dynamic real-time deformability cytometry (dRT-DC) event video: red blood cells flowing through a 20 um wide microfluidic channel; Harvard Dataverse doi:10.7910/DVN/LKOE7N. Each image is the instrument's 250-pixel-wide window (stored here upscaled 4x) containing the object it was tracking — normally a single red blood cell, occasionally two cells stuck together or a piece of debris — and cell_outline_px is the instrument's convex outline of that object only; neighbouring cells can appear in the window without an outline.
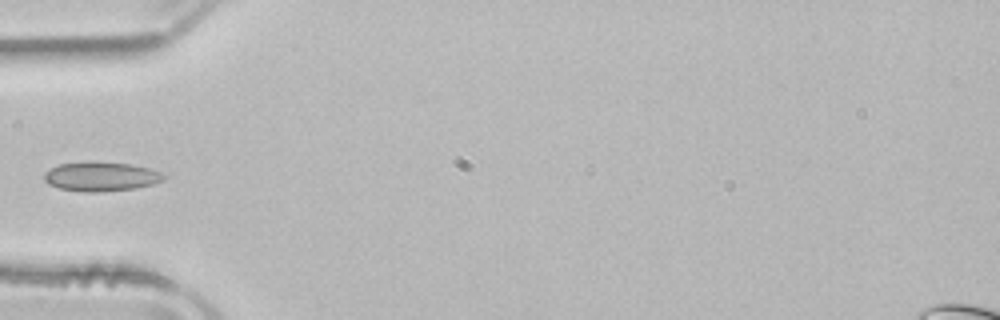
{"species": "common noctule bat (a hibernating species)", "species_latin": "Nyctalus noctula", "temperature_condition": "room temperature", "stored_images_in_passage": 36, "camera_frame_rate_fps": 3000, "um_per_image_px": 0.085, "animal": {"sex": "male", "body_mass_g": 21.5, "forearm_length_mm": 52.0}, "frame": {"image": 1, "passage_image": 1, "time_ms": 0.0, "image_size_px": [1000, 320], "cell_outline_px": [[168, 176], [164, 180], [152, 184], [136, 188], [104, 192], [84, 192], [60, 188], [48, 184], [44, 180], [44, 172], [60, 164], [132, 164], [148, 168], [160, 172]], "centroid_in_image_um": [8.63, 15.05], "position_along_channel_um": 76.4, "area_um2": 19.71}}
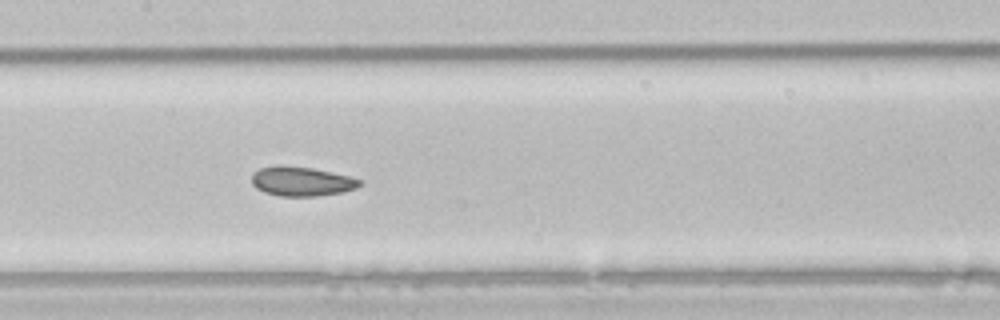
{"frame": {"image": 2, "passage_image": 9, "time_ms": 2.667, "image_size_px": [1000, 320], "cell_outline_px": [[364, 184], [356, 188], [344, 192], [316, 196], [280, 196], [264, 192], [256, 188], [252, 184], [252, 172], [260, 168], [312, 168], [348, 176], [360, 180]], "centroid_in_image_um": [25.67, 15.46], "position_along_channel_um": 181.7, "area_um2": 17.86}}
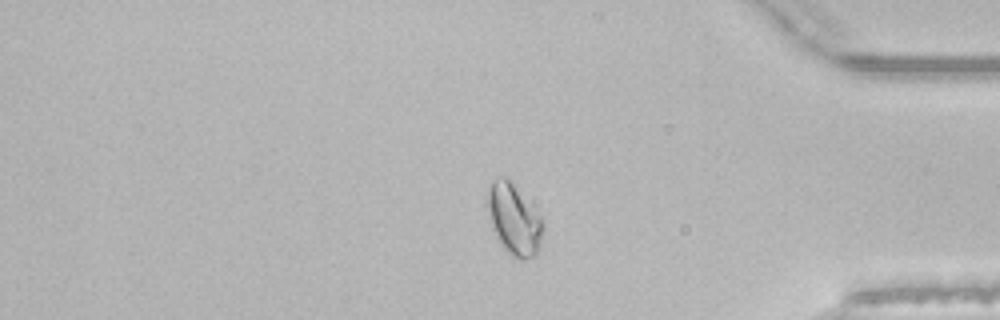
{"frame": {"image": 3, "passage_image": 27, "time_ms": 8.667, "image_size_px": [1000, 320], "cell_outline_px": [[544, 228], [536, 252], [532, 256], [524, 260], [512, 256], [500, 244], [492, 228], [484, 204], [492, 180], [500, 176], [504, 176], [512, 184], [544, 220]], "centroid_in_image_um": [43.64, 18.64], "position_along_channel_um": 391.6, "area_um2": 22.72}}